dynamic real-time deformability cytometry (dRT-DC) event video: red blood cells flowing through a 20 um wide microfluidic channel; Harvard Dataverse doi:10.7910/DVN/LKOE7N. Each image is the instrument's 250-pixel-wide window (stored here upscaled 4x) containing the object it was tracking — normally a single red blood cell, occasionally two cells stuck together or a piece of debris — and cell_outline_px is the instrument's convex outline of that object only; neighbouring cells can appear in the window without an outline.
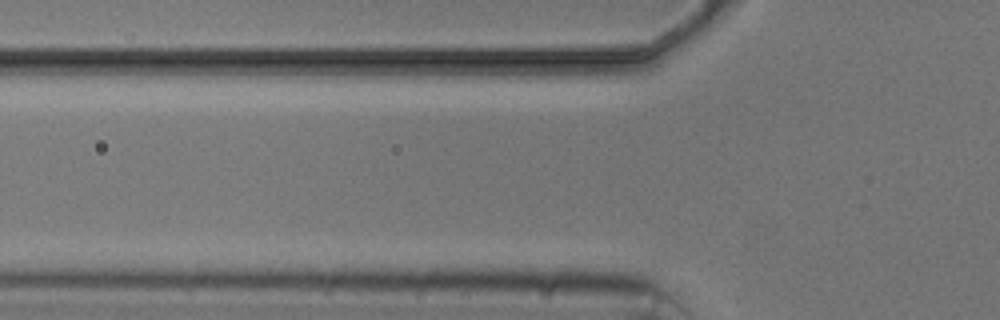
{"species": "common noctule bat (a hibernating species)", "species_latin": "Nyctalus noctula", "temperature_condition": "cold", "stored_images_in_passage": 2, "camera_frame_rate_fps": 3000, "um_per_image_px": 0.085, "animal": {"sex": "male", "body_mass_g": 20.5, "forearm_length_mm": 52.5}, "frame": {"image": 1, "passage_image": 2, "time_ms": 1.333, "image_size_px": [1000, 320], "cell_outline_px": [[640, 56], [628, 72], [592, 80], [584, 80], [568, 60], [576, 52], [632, 52]], "centroid_in_image_um": [51.21, 5.42], "position_along_channel_um": 74.6, "area_um2": 10.64}}